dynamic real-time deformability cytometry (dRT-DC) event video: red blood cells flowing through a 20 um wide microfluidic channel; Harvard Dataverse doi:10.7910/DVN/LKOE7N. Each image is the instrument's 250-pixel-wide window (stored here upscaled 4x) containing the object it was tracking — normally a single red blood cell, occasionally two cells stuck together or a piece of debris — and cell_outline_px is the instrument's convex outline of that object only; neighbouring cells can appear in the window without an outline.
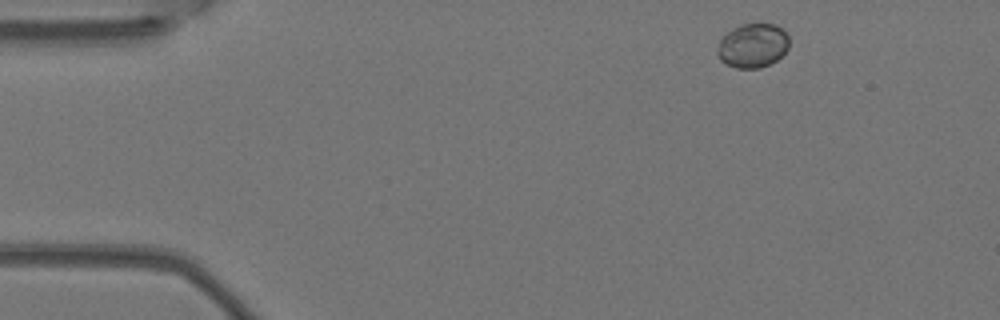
{"species": "Egyptian fruit bat (a non-hibernating species)", "species_latin": "Rousettus aegyptiacus", "temperature_condition": "warm", "stored_images_in_passage": 3, "camera_frame_rate_fps": 3000, "um_per_image_px": 0.085, "animal": {"sex": "female"}, "frame": {"image": 1, "passage_image": 1, "time_ms": 0.0, "image_size_px": [1000, 320], "cell_outline_px": [[788, 48], [776, 60], [760, 68], [736, 68], [720, 60], [716, 52], [716, 48], [720, 40], [732, 28], [740, 24], [776, 24], [788, 36]], "centroid_in_image_um": [63.95, 3.87], "position_along_channel_um": 21.0, "area_um2": 18.32}}